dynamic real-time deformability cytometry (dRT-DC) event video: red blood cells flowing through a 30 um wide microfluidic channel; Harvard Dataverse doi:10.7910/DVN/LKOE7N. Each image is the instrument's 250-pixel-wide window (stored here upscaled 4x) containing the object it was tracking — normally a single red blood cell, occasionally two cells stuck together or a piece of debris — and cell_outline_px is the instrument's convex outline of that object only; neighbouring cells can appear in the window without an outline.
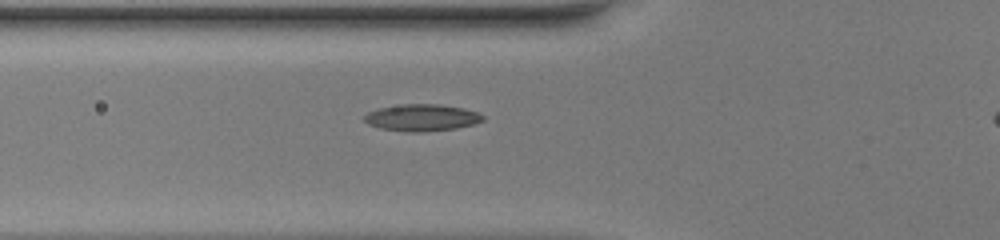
{"species": "common noctule bat (a hibernating species)", "species_latin": "Nyctalus noctula", "temperature_condition": "warm", "stored_images_in_passage": 39, "camera_frame_rate_fps": 3000, "um_per_image_px": 0.085, "animal": {"sex": "female", "body_mass_g": 20.0, "forearm_length_mm": 54.0}, "frame": {"image": 1, "passage_image": 12, "time_ms": 3.667, "image_size_px": [1000, 240], "cell_outline_px": [[484, 120], [472, 124], [456, 128], [420, 132], [408, 132], [380, 128], [368, 124], [364, 120], [364, 116], [368, 112], [376, 108], [404, 104], [440, 104], [464, 108], [476, 112], [484, 116]], "centroid_in_image_um": [35.83, 9.99], "position_along_channel_um": 90.0, "area_um2": 18.5}}
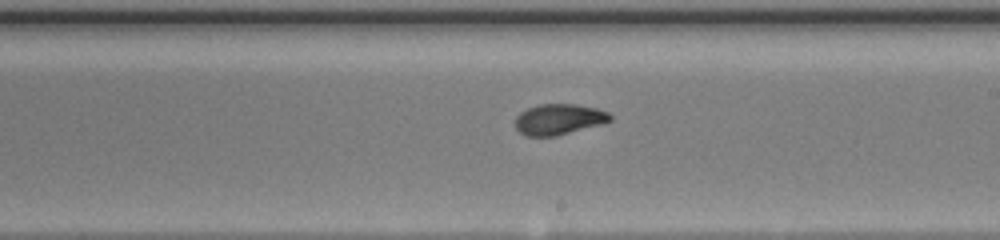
{"frame": {"image": 2, "passage_image": 23, "time_ms": 7.333, "image_size_px": [1000, 240], "cell_outline_px": [[612, 120], [604, 124], [556, 136], [524, 136], [516, 128], [516, 116], [520, 112], [528, 108], [540, 104], [576, 104], [596, 108], [608, 112], [612, 116]], "centroid_in_image_um": [47.53, 10.15], "position_along_channel_um": 241.5, "area_um2": 17.17}}
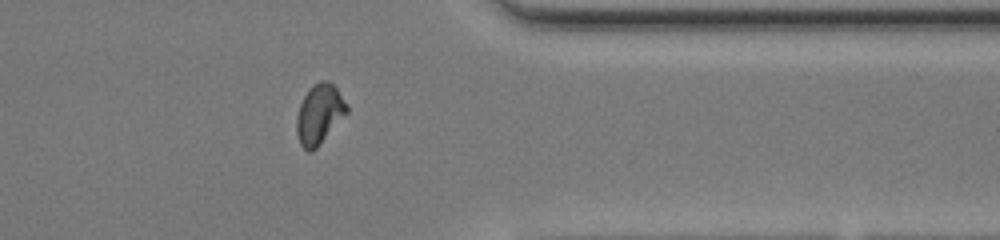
{"frame": {"image": 3, "passage_image": 34, "time_ms": 11.0, "image_size_px": [1000, 240], "cell_outline_px": [[348, 112], [316, 148], [312, 152], [308, 152], [300, 144], [296, 132], [296, 116], [300, 104], [304, 96], [312, 84], [320, 80], [328, 80], [336, 88], [348, 104]], "centroid_in_image_um": [27.14, 9.69], "position_along_channel_um": 384.3, "area_um2": 17.51}}